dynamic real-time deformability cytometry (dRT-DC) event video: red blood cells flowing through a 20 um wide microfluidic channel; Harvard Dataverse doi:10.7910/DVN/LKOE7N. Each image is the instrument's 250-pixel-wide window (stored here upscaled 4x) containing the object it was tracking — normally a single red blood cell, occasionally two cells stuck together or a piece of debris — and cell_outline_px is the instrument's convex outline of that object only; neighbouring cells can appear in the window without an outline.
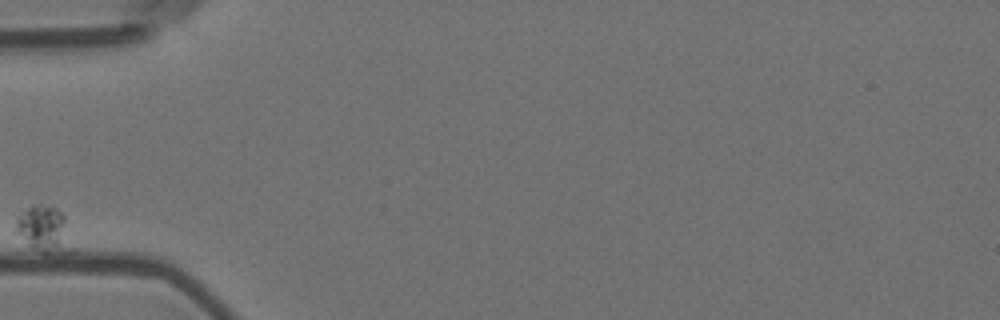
{"species": "Egyptian fruit bat (a non-hibernating species)", "species_latin": "Rousettus aegyptiacus", "temperature_condition": "room temperature", "stored_images_in_passage": 2, "camera_frame_rate_fps": 3000, "um_per_image_px": 0.085, "animal": {"sex": "female"}, "frame": {"image": 1, "passage_image": 1, "time_ms": 0.0, "image_size_px": [1000, 320], "cell_outline_px": [[76, 252], [56, 256], [44, 256], [32, 248], [16, 232], [16, 216], [20, 212], [32, 204], [40, 204], [56, 208], [64, 216], [76, 248]], "centroid_in_image_um": [3.84, 19.59], "position_along_channel_um": 81.2, "area_um2": 16.3}}
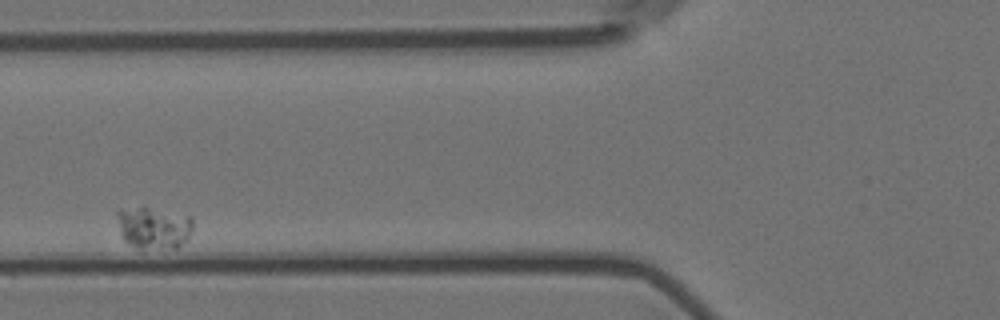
{"frame": {"image": 2, "passage_image": 2, "time_ms": 0.333, "image_size_px": [1000, 320], "cell_outline_px": [[192, 228], [188, 240], [176, 248], [140, 248], [128, 244], [124, 240], [120, 232], [116, 212], [120, 208], [148, 208], [192, 216]], "centroid_in_image_um": [13.06, 19.36], "position_along_channel_um": 112.7, "area_um2": 18.44}}